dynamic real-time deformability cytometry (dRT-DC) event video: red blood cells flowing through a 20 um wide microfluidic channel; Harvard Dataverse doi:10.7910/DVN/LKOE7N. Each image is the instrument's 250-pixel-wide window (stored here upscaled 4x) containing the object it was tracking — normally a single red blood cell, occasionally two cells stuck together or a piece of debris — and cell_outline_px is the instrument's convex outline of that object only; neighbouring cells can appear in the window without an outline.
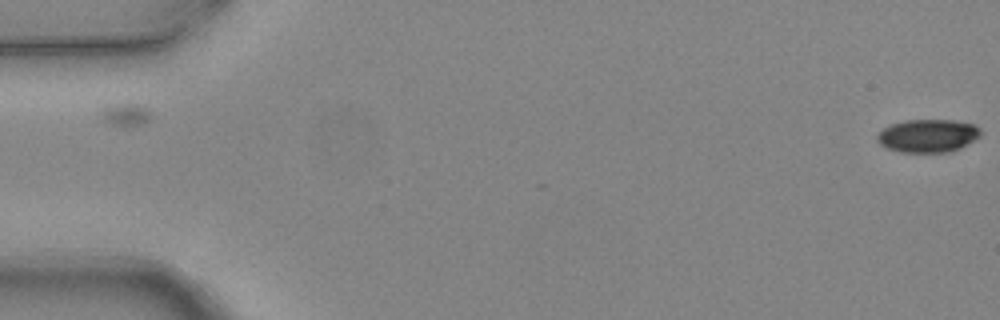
{"species": "common noctule bat (a hibernating species)", "species_latin": "Nyctalus noctula", "temperature_condition": "warm", "stored_images_in_passage": 2, "camera_frame_rate_fps": 3000, "um_per_image_px": 0.085, "animal": {"sex": "female", "body_mass_g": 24.6, "forearm_length_mm": 56.2}, "frame": {"image": 1, "passage_image": 2, "time_ms": 0.333, "image_size_px": [1000, 320], "cell_outline_px": [[980, 136], [960, 148], [948, 152], [900, 152], [884, 148], [876, 140], [876, 136], [884, 128], [892, 124], [904, 120], [952, 120], [976, 124], [980, 128]], "centroid_in_image_um": [78.85, 11.54], "position_along_channel_um": 6.1, "area_um2": 20.0}}